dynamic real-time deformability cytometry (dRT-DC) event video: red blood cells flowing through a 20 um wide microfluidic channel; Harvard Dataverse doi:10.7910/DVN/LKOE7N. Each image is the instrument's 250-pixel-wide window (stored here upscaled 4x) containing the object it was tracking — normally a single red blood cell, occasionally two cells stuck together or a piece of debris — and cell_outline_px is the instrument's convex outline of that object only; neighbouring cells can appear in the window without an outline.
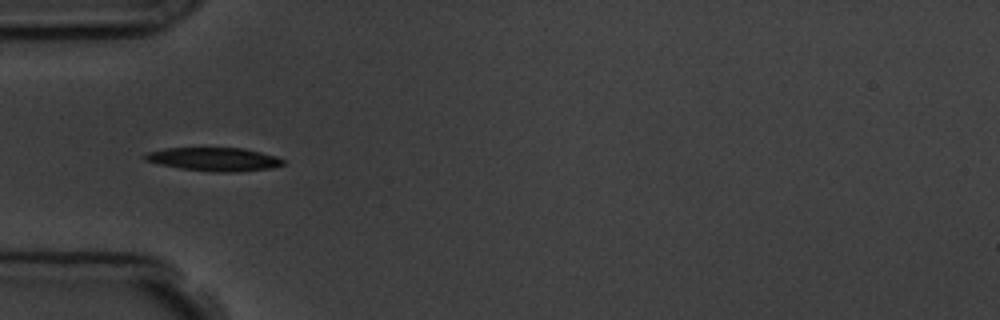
{"species": "common noctule bat (a hibernating species)", "species_latin": "Nyctalus noctula", "temperature_condition": "room temperature", "stored_images_in_passage": 6, "camera_frame_rate_fps": 3000, "um_per_image_px": 0.085, "animal": {"sex": "male", "body_mass_g": 19.5, "forearm_length_mm": 54.6}, "frame": {"image": 1, "passage_image": 3, "time_ms": 2.333, "image_size_px": [1000, 320], "cell_outline_px": [[284, 164], [272, 168], [236, 172], [212, 172], [180, 168], [160, 164], [144, 160], [144, 156], [148, 152], [164, 148], [244, 148], [276, 156], [284, 160]], "centroid_in_image_um": [18.21, 13.54], "position_along_channel_um": 66.8, "area_um2": 18.84}}